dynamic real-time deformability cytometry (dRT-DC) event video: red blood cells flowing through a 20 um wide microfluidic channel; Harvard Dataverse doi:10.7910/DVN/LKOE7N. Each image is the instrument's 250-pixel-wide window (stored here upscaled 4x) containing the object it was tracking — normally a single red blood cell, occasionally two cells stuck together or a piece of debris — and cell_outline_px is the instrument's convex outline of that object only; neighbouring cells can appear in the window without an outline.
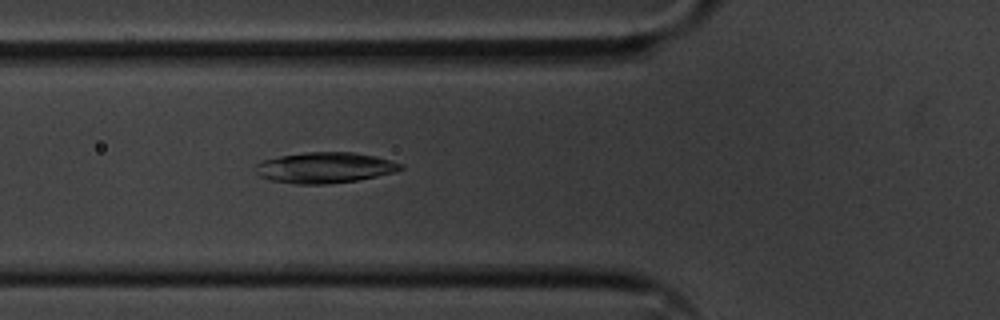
{"species": "common noctule bat (a hibernating species)", "species_latin": "Nyctalus noctula", "temperature_condition": "cold", "stored_images_in_passage": 39, "camera_frame_rate_fps": 3000, "um_per_image_px": 0.085, "animal": {"sex": "male", "body_mass_g": 20.1, "forearm_length_mm": 53.5}, "frame": {"image": 1, "passage_image": 10, "time_ms": 3.0, "image_size_px": [1000, 320], "cell_outline_px": [[404, 168], [396, 172], [356, 180], [324, 184], [296, 184], [272, 180], [260, 176], [252, 168], [256, 164], [264, 160], [280, 156], [304, 152], [352, 152], [376, 156], [404, 164]], "centroid_in_image_um": [27.62, 14.24], "position_along_channel_um": 98.2, "area_um2": 26.01}}
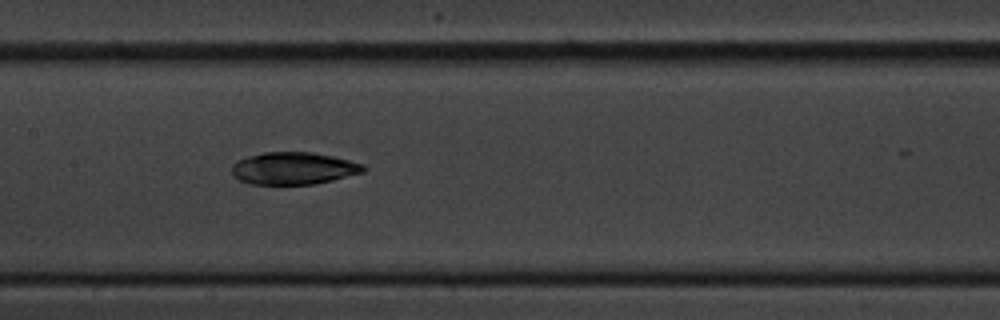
{"frame": {"image": 2, "passage_image": 17, "time_ms": 5.333, "image_size_px": [1000, 320], "cell_outline_px": [[368, 168], [364, 172], [316, 184], [252, 184], [240, 180], [232, 176], [232, 164], [236, 160], [248, 156], [264, 152], [312, 152], [332, 156], [364, 164]], "centroid_in_image_um": [24.95, 14.3], "position_along_channel_um": 182.5, "area_um2": 24.85}}
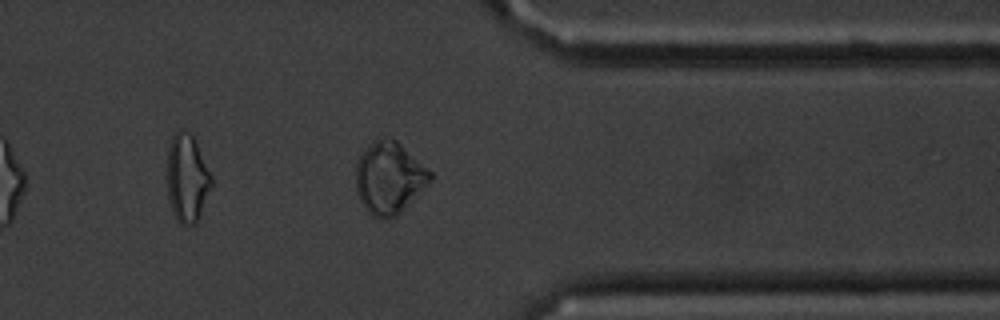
{"frame": {"image": 3, "passage_image": 34, "time_ms": 11.0, "image_size_px": [1000, 320], "cell_outline_px": [[432, 180], [396, 216], [384, 220], [380, 220], [372, 216], [364, 208], [356, 192], [356, 164], [364, 148], [376, 136], [388, 136], [396, 140], [432, 172]], "centroid_in_image_um": [33.05, 15.1], "position_along_channel_um": 378.4, "area_um2": 31.5}, "authors_computed_cell_mechanics": {"area_um2": 25.5476, "velocity_mm_per_s": 3.5806, "shape_relaxation_time_tau1_ms": 7.4672, "shape_relaxation_time_tau2_ms": 6.8264, "deformation_change_tau1": 0.2179, "deformation_change_tau2": 0.1137}}